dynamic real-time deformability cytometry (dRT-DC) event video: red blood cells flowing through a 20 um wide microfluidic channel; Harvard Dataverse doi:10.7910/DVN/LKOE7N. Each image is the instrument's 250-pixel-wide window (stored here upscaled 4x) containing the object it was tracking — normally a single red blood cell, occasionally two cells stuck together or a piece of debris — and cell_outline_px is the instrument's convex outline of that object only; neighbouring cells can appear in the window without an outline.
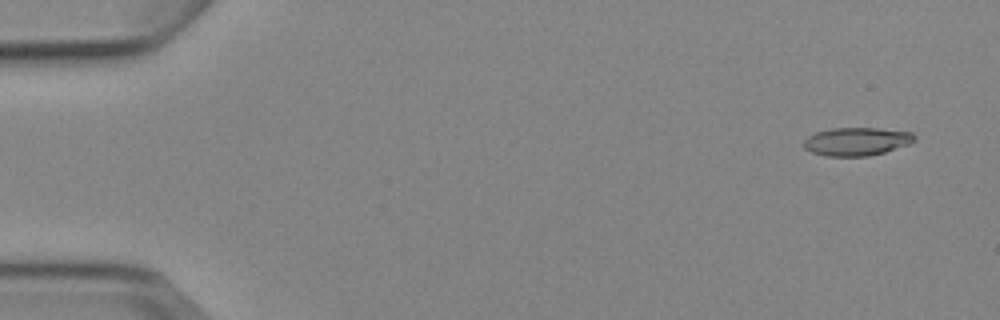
{"species": "Egyptian fruit bat (a non-hibernating species)", "species_latin": "Rousettus aegyptiacus", "temperature_condition": "cold", "stored_images_in_passage": 5, "camera_frame_rate_fps": 3000, "um_per_image_px": 0.085, "animal": {"sex": "female"}, "frame": {"image": 1, "passage_image": 1, "time_ms": 0.0, "image_size_px": [1000, 320], "cell_outline_px": [[916, 140], [908, 144], [884, 152], [868, 156], [828, 156], [812, 152], [804, 148], [804, 140], [808, 136], [816, 132], [832, 128], [876, 128], [912, 132], [916, 136]], "centroid_in_image_um": [72.82, 12.02], "position_along_channel_um": 12.2, "area_um2": 18.09}}